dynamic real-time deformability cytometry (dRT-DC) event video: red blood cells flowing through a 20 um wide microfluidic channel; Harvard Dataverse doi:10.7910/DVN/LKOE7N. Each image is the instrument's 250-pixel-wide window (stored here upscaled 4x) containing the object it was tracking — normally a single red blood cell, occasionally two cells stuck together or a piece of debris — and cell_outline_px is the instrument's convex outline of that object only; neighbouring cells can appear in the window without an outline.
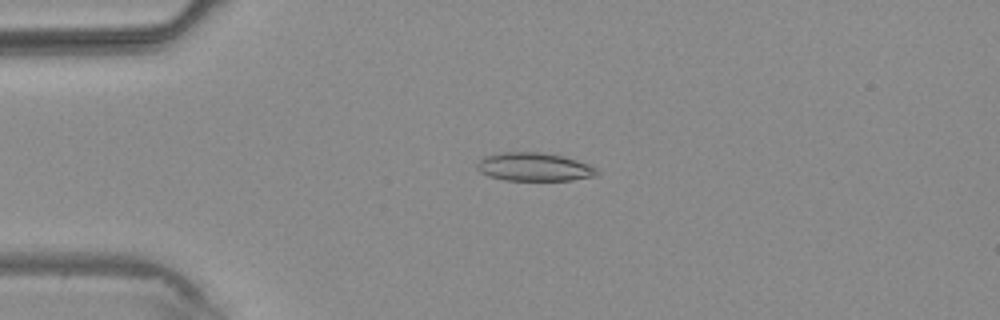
{"species": "common noctule bat (a hibernating species)", "species_latin": "Nyctalus noctula", "temperature_condition": "warm", "stored_images_in_passage": 3, "camera_frame_rate_fps": 3000, "um_per_image_px": 0.085, "animal": {"sex": "male", "body_mass_g": 20.4}, "frame": {"image": 1, "passage_image": 2, "time_ms": 2.0, "image_size_px": [1000, 320], "cell_outline_px": [[600, 172], [596, 176], [572, 180], [504, 180], [488, 176], [480, 172], [476, 168], [476, 164], [484, 156], [500, 152], [540, 152], [560, 156], [576, 160], [588, 164], [596, 168]], "centroid_in_image_um": [45.38, 14.19], "position_along_channel_um": 39.6, "area_um2": 19.83}}